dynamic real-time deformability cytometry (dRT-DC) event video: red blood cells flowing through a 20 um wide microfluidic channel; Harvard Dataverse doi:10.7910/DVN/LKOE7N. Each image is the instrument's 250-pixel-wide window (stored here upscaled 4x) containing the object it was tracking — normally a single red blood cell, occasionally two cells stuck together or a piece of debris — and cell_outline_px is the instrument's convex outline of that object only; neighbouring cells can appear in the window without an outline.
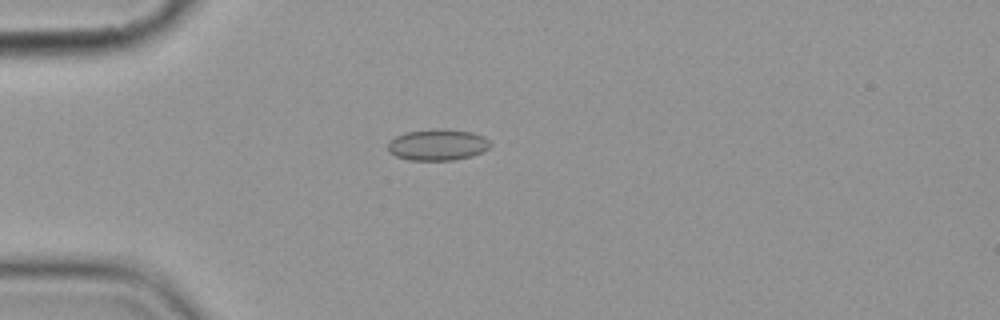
{"species": "common noctule bat (a hibernating species)", "species_latin": "Nyctalus noctula", "temperature_condition": "cold", "stored_images_in_passage": 6, "camera_frame_rate_fps": 3000, "um_per_image_px": 0.085, "animal": {"sex": "female", "body_mass_g": 19.9}, "frame": {"image": 1, "passage_image": 4, "time_ms": 4.667, "image_size_px": [1000, 320], "cell_outline_px": [[492, 144], [488, 148], [472, 156], [452, 160], [408, 160], [396, 156], [388, 152], [388, 140], [396, 136], [408, 132], [436, 128], [440, 128], [472, 132], [484, 136]], "centroid_in_image_um": [37.18, 12.3], "position_along_channel_um": 47.8, "area_um2": 18.73}}
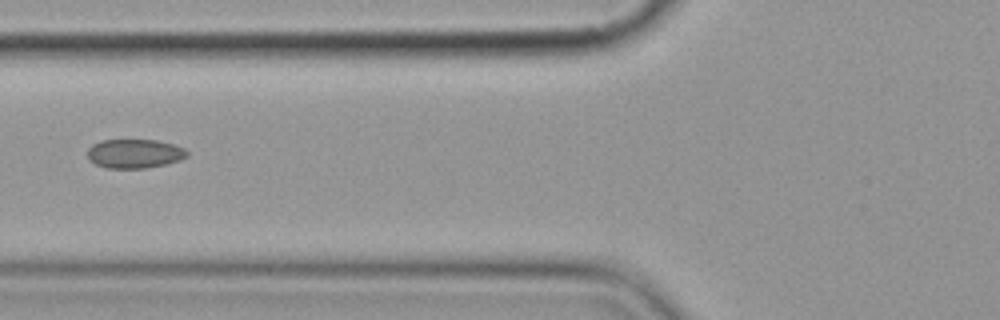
{"frame": {"image": 2, "passage_image": 6, "time_ms": 7.0, "image_size_px": [1000, 320], "cell_outline_px": [[188, 156], [180, 160], [164, 164], [144, 168], [104, 168], [88, 160], [88, 148], [92, 144], [100, 140], [156, 140], [172, 144], [184, 148], [188, 152]], "centroid_in_image_um": [11.41, 13.05], "position_along_channel_um": 114.4, "area_um2": 16.88}}